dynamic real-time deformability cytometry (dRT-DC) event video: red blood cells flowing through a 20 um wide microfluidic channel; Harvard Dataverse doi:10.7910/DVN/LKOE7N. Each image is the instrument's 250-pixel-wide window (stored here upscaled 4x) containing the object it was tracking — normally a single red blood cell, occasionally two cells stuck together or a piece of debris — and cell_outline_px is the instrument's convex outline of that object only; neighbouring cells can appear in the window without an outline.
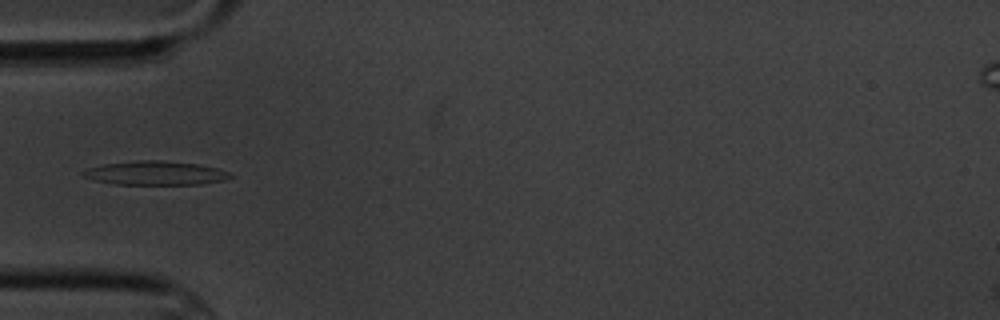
{"species": "common noctule bat (a hibernating species)", "species_latin": "Nyctalus noctula", "temperature_condition": "cold", "stored_images_in_passage": 8, "camera_frame_rate_fps": 3000, "um_per_image_px": 0.085, "animal": {"sex": "male", "body_mass_g": 20.1, "forearm_length_mm": 53.5}, "frame": {"image": 1, "passage_image": 6, "time_ms": 6.0, "image_size_px": [1000, 320], "cell_outline_px": [[236, 176], [224, 180], [200, 184], [112, 184], [92, 180], [84, 176], [80, 172], [88, 168], [104, 164], [136, 160], [164, 160], [196, 164], [216, 168], [228, 172]], "centroid_in_image_um": [13.19, 14.71], "position_along_channel_um": 71.8, "area_um2": 20.52}}
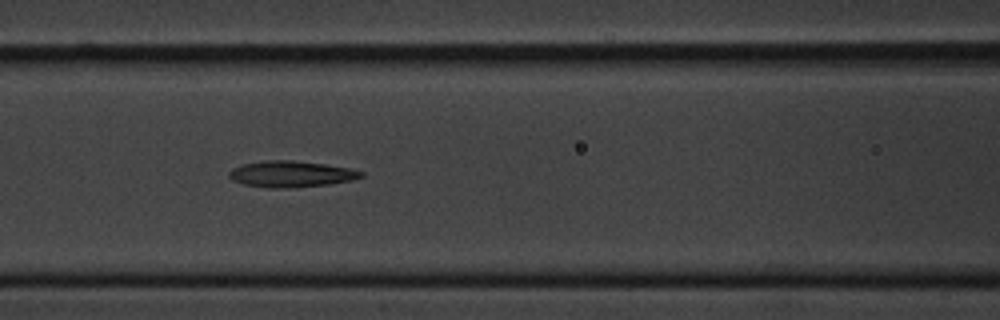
{"frame": {"image": 2, "passage_image": 8, "time_ms": 8.0, "image_size_px": [1000, 320], "cell_outline_px": [[364, 176], [352, 180], [328, 184], [288, 188], [268, 188], [244, 184], [232, 180], [228, 176], [228, 172], [232, 168], [244, 164], [268, 160], [292, 160], [324, 164], [352, 168], [364, 172]], "centroid_in_image_um": [24.75, 14.79], "position_along_channel_um": 141.8, "area_um2": 20.17}}